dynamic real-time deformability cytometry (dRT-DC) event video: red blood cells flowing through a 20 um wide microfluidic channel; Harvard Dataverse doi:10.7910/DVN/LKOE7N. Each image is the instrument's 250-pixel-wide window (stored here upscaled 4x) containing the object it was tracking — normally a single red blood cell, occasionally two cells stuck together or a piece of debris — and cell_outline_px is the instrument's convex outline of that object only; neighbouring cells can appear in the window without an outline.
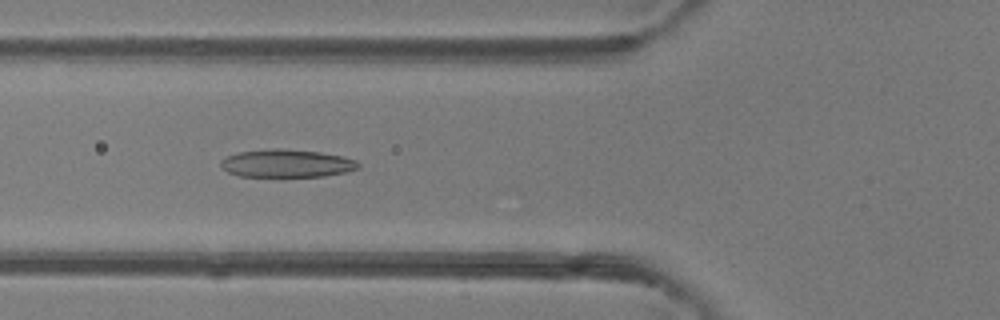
{"species": "common noctule bat (a hibernating species)", "species_latin": "Nyctalus noctula", "temperature_condition": "room temperature", "stored_images_in_passage": 46, "camera_frame_rate_fps": 3000, "um_per_image_px": 0.085, "animal": {"sex": "female"}, "frame": {"image": 1, "passage_image": 15, "time_ms": 4.667, "image_size_px": [1000, 320], "cell_outline_px": [[360, 168], [348, 172], [324, 176], [240, 176], [228, 172], [220, 164], [220, 160], [236, 152], [272, 148], [284, 148], [320, 152], [344, 156], [356, 160], [360, 164]], "centroid_in_image_um": [24.41, 13.87], "position_along_channel_um": 101.4, "area_um2": 22.54}}
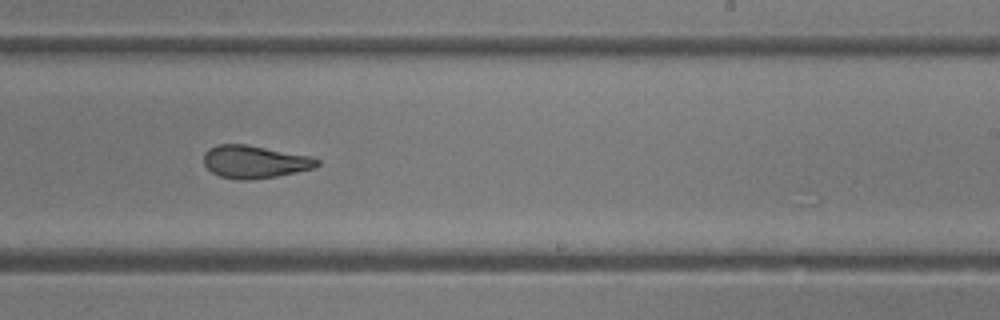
{"frame": {"image": 2, "passage_image": 27, "time_ms": 8.667, "image_size_px": [1000, 320], "cell_outline_px": [[320, 164], [316, 168], [276, 176], [244, 180], [240, 180], [220, 176], [212, 172], [204, 164], [204, 152], [208, 148], [216, 144], [244, 144], [308, 156], [320, 160]], "centroid_in_image_um": [21.62, 13.75], "position_along_channel_um": 267.4, "area_um2": 21.39}}
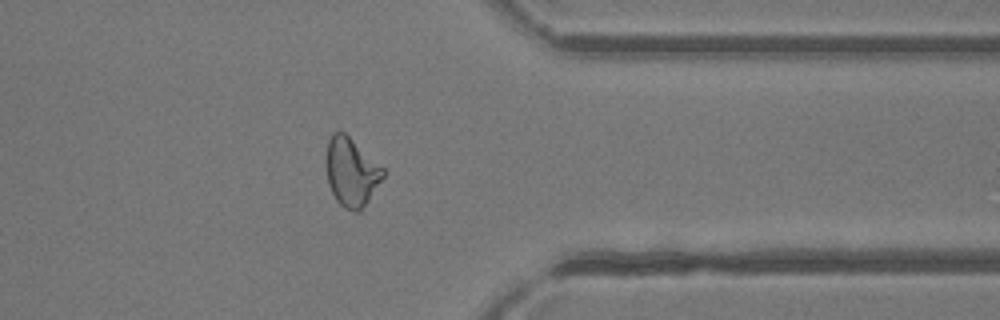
{"frame": {"image": 3, "passage_image": 36, "time_ms": 11.667, "image_size_px": [1000, 320], "cell_outline_px": [[384, 176], [360, 212], [352, 212], [344, 208], [336, 200], [328, 184], [324, 164], [324, 160], [328, 140], [332, 132], [344, 132], [384, 168]], "centroid_in_image_um": [29.82, 14.62], "position_along_channel_um": 381.6, "area_um2": 22.89}, "authors_computed_cell_mechanics": {"area_um2": 22.831, "velocity_mm_per_s": 4.1399, "shape_relaxation_time_tau1_ms": 8.9984, "shape_relaxation_time_tau2_ms": 2.4619, "deformation_change_tau1": 0.2558, "deformation_change_tau2": 0.1048}}